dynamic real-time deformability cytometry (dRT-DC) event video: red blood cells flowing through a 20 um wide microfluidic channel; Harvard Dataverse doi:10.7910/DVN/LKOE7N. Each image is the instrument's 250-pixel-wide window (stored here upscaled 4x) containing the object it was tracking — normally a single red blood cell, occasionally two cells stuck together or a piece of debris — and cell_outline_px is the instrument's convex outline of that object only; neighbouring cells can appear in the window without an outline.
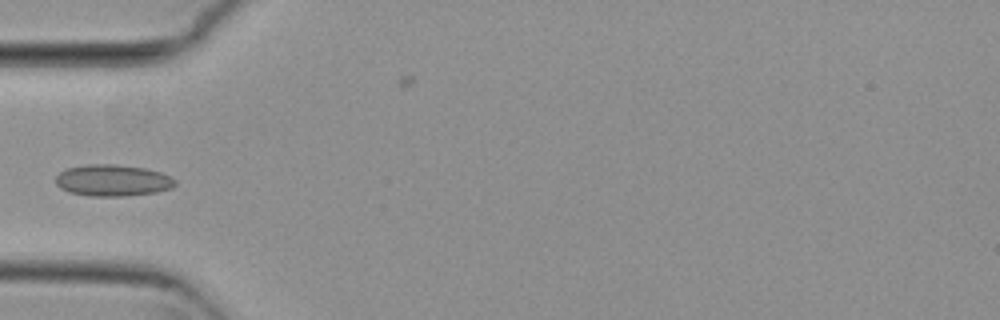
{"species": "common noctule bat (a hibernating species)", "species_latin": "Nyctalus noctula", "temperature_condition": "cold", "stored_images_in_passage": 9, "camera_frame_rate_fps": 3000, "um_per_image_px": 0.085, "animal": {"sex": "female", "body_mass_g": 29.2, "forearm_length_mm": 56.3}, "frame": {"image": 1, "passage_image": 1, "time_ms": 0.0, "image_size_px": [1000, 320], "cell_outline_px": [[176, 184], [172, 188], [156, 192], [124, 196], [88, 196], [68, 192], [60, 188], [56, 184], [56, 176], [60, 172], [68, 168], [88, 164], [116, 164], [144, 168], [160, 172], [176, 180]], "centroid_in_image_um": [9.56, 15.34], "position_along_channel_um": 75.4, "area_um2": 21.96}}
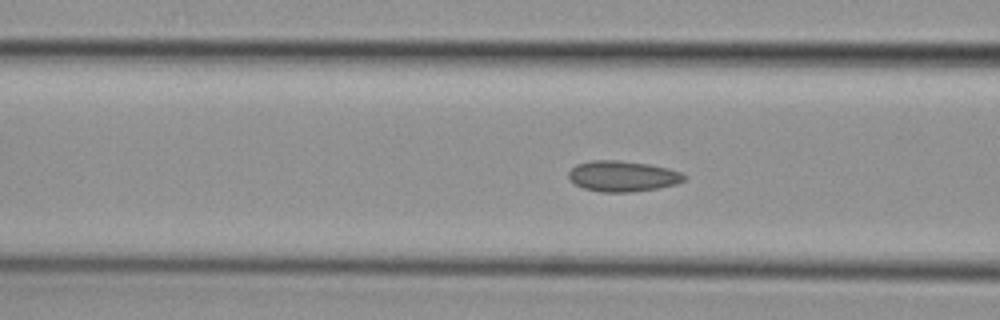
{"frame": {"image": 2, "passage_image": 4, "time_ms": 1.0, "image_size_px": [1000, 320], "cell_outline_px": [[688, 176], [684, 180], [676, 184], [656, 188], [632, 192], [600, 192], [584, 188], [576, 184], [568, 176], [568, 172], [576, 164], [592, 160], [620, 160], [648, 164], [668, 168], [680, 172]], "centroid_in_image_um": [52.93, 14.97], "position_along_channel_um": 113.7, "area_um2": 20.63}}